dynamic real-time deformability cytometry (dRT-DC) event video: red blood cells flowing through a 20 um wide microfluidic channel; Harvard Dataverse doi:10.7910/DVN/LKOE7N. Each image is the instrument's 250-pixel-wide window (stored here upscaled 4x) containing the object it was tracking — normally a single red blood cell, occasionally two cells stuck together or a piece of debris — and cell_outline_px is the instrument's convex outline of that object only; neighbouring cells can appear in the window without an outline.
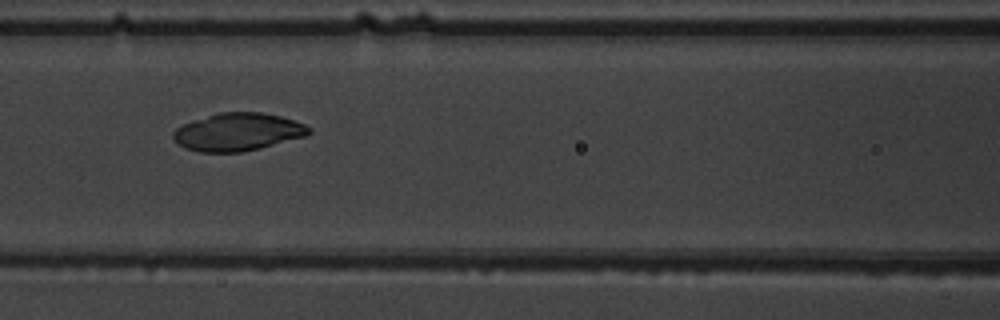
{"species": "common noctule bat (a hibernating species)", "species_latin": "Nyctalus noctula", "temperature_condition": "warm", "stored_images_in_passage": 9, "camera_frame_rate_fps": 3000, "um_per_image_px": 0.085, "animal": {"sex": "male", "body_mass_g": 19.5, "forearm_length_mm": 54.6}, "frame": {"image": 1, "passage_image": 7, "time_ms": 6.667, "image_size_px": [1000, 320], "cell_outline_px": [[312, 132], [308, 136], [260, 148], [240, 152], [200, 152], [184, 148], [172, 136], [172, 132], [176, 128], [192, 120], [220, 112], [260, 112], [280, 116], [304, 124], [312, 128]], "centroid_in_image_um": [20.24, 11.22], "position_along_channel_um": 146.4, "area_um2": 29.88}}
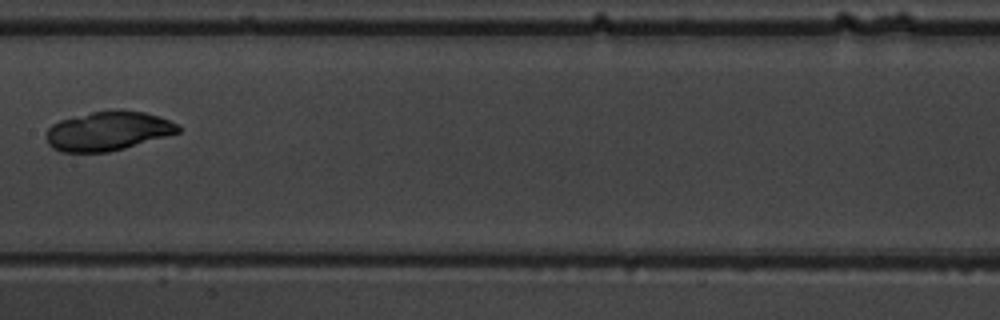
{"frame": {"image": 2, "passage_image": 8, "time_ms": 8.0, "image_size_px": [1000, 320], "cell_outline_px": [[180, 132], [124, 148], [108, 152], [60, 152], [52, 148], [48, 144], [48, 128], [52, 124], [60, 120], [92, 112], [120, 108], [144, 112], [168, 120], [176, 124], [180, 128]], "centroid_in_image_um": [9.16, 11.13], "position_along_channel_um": 198.2, "area_um2": 29.94}}
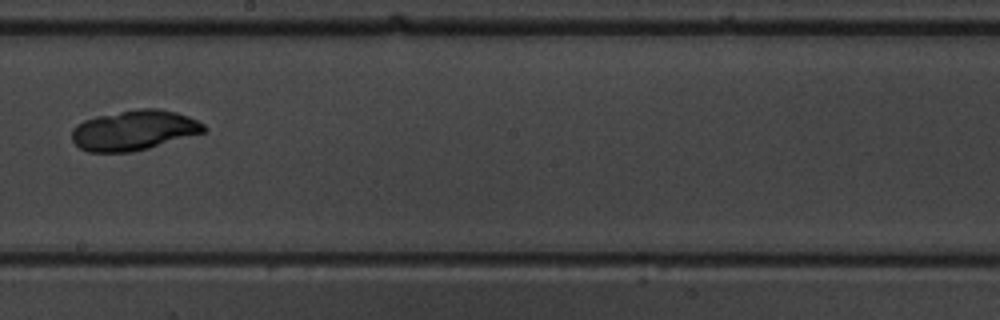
{"frame": {"image": 3, "passage_image": 9, "time_ms": 9.0, "image_size_px": [1000, 320], "cell_outline_px": [[208, 128], [204, 132], [148, 148], [132, 152], [88, 152], [80, 148], [72, 140], [72, 128], [76, 124], [84, 120], [96, 116], [136, 108], [160, 108], [176, 112], [188, 116], [204, 124]], "centroid_in_image_um": [11.37, 11.06], "position_along_channel_um": 236.8, "area_um2": 30.92}}